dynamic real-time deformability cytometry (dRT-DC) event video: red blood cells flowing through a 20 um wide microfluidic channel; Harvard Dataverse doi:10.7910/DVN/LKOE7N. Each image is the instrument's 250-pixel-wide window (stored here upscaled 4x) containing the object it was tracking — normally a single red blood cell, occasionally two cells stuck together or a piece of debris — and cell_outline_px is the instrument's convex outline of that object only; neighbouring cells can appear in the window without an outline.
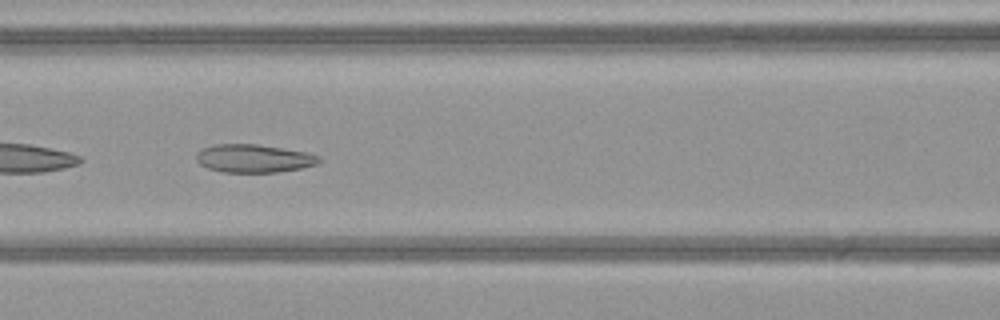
{"species": "common noctule bat (a hibernating species)", "species_latin": "Nyctalus noctula", "temperature_condition": "warm", "stored_images_in_passage": 49, "camera_frame_rate_fps": 3000, "um_per_image_px": 0.085, "animal": {"sex": "female", "body_mass_g": 21.9}, "frame": {"image": 1, "passage_image": 22, "time_ms": 7.0, "image_size_px": [1000, 320], "cell_outline_px": [[320, 160], [316, 164], [300, 168], [276, 172], [224, 172], [208, 168], [200, 164], [196, 160], [196, 152], [204, 148], [216, 144], [256, 144], [304, 152], [320, 156]], "centroid_in_image_um": [21.53, 13.47], "position_along_channel_um": 145.1, "area_um2": 19.83}}
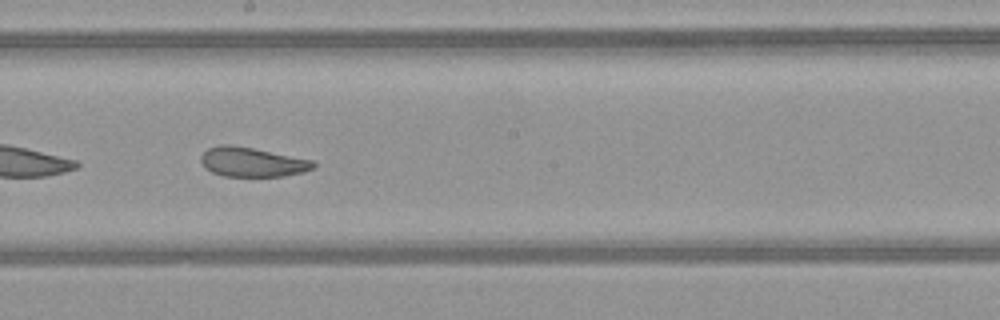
{"frame": {"image": 2, "passage_image": 28, "time_ms": 9.0, "image_size_px": [1000, 320], "cell_outline_px": [[316, 164], [312, 168], [304, 172], [284, 176], [224, 176], [212, 172], [204, 168], [200, 160], [200, 156], [208, 148], [220, 144], [232, 144], [312, 160]], "centroid_in_image_um": [21.39, 13.77], "position_along_channel_um": 226.8, "area_um2": 19.25}, "authors_computed_cell_mechanics": {"area_um2": 23.4668, "velocity_mm_per_s": 4.0931, "shape_relaxation_time_tau1_ms": 8.608, "shape_relaxation_time_tau2_ms": 2.1986, "deformation_change_tau1": 0.1679, "deformation_change_tau2": 0.1005}}